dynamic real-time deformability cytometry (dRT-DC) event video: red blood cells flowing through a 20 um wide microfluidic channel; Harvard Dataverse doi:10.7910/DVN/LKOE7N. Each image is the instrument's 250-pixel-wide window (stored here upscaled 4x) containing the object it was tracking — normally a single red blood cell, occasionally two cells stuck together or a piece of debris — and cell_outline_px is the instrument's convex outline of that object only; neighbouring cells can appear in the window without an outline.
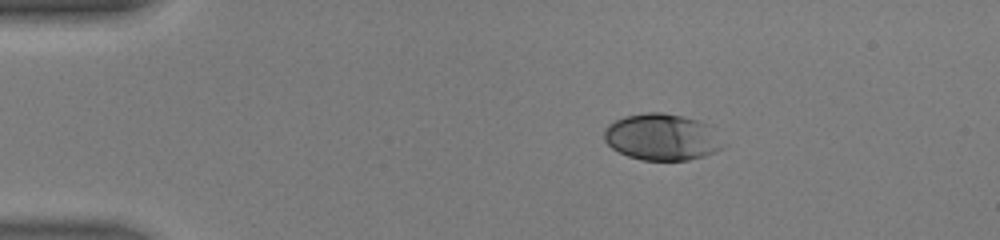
{"species": "human", "species_latin": "Homo sapiens", "temperature_condition": "warm", "stored_images_in_passage": 39, "camera_frame_rate_fps": 3000, "um_per_image_px": 0.085, "donor": {"sex": "male"}, "frame": {"image": 1, "passage_image": 1, "time_ms": 0.0, "image_size_px": [1000, 240], "cell_outline_px": [[724, 144], [716, 152], [704, 156], [688, 160], [640, 160], [628, 156], [612, 148], [604, 140], [604, 128], [608, 124], [624, 116], [648, 112], [664, 112], [684, 116], [712, 124]], "centroid_in_image_um": [56.29, 11.64], "position_along_channel_um": 28.7, "area_um2": 32.66}}
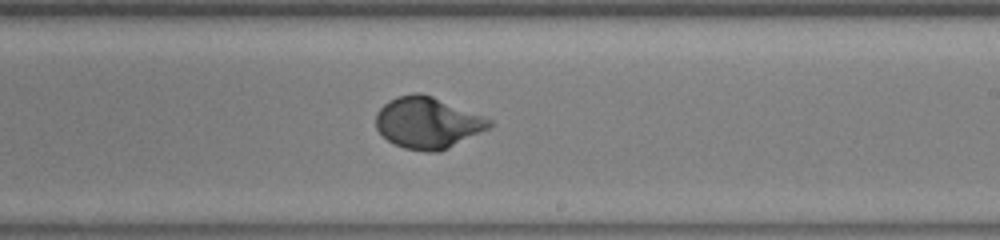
{"frame": {"image": 2, "passage_image": 21, "time_ms": 6.667, "image_size_px": [1000, 240], "cell_outline_px": [[496, 124], [440, 152], [428, 152], [404, 148], [388, 140], [376, 128], [376, 112], [388, 100], [396, 96], [412, 92], [420, 92], [432, 96], [484, 116], [492, 120]], "centroid_in_image_um": [36.34, 10.42], "position_along_channel_um": 252.7, "area_um2": 33.93}}
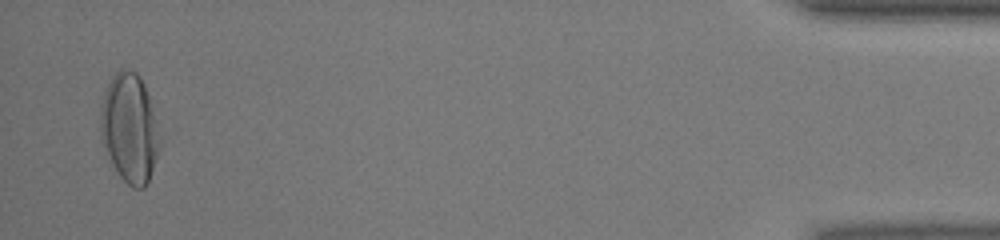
{"frame": {"image": 3, "passage_image": 38, "time_ms": 12.333, "image_size_px": [1000, 240], "cell_outline_px": [[160, 148], [148, 180], [144, 188], [132, 188], [120, 176], [112, 164], [100, 140], [100, 112], [104, 96], [108, 84], [112, 76], [120, 68], [128, 68], [136, 72], [140, 76], [144, 84], [148, 96], [160, 140]], "centroid_in_image_um": [10.99, 10.89], "position_along_channel_um": 424.2, "area_um2": 37.28}, "authors_computed_cell_mechanics": {"area_um2": 32.7148, "velocity_mm_per_s": 4.4523, "shape_relaxation_time_tau1_ms": 2.8876, "shape_relaxation_time_tau2_ms": null, "deformation_change_tau1": 0.2053, "deformation_change_tau2": null}}